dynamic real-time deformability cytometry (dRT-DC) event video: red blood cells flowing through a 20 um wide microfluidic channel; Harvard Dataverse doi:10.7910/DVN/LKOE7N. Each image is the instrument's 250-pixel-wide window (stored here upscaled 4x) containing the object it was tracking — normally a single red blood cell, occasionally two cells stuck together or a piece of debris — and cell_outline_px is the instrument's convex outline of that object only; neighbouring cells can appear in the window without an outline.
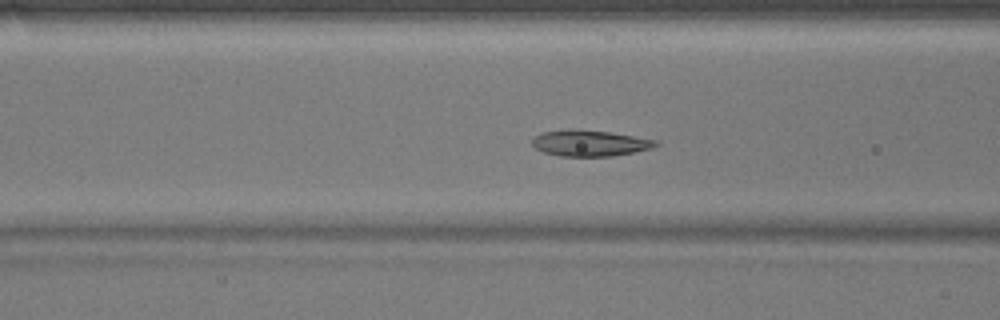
{"species": "common noctule bat (a hibernating species)", "species_latin": "Nyctalus noctula", "temperature_condition": "warm", "stored_images_in_passage": 48, "camera_frame_rate_fps": 3000, "um_per_image_px": 0.085, "animal": {"sex": "male", "body_mass_g": 17.9}, "frame": {"image": 1, "passage_image": 16, "time_ms": 5.0, "image_size_px": [1000, 320], "cell_outline_px": [[660, 144], [652, 148], [612, 156], [560, 156], [544, 152], [536, 148], [532, 144], [532, 140], [536, 136], [544, 132], [608, 132], [656, 140]], "centroid_in_image_um": [50.19, 12.22], "position_along_channel_um": 116.4, "area_um2": 17.63}}
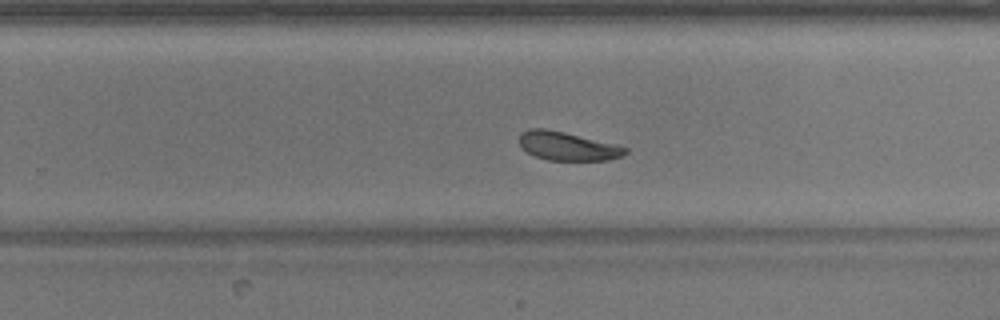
{"frame": {"image": 2, "passage_image": 29, "time_ms": 9.333, "image_size_px": [1000, 320], "cell_outline_px": [[628, 152], [620, 156], [608, 160], [548, 160], [536, 156], [528, 152], [520, 144], [520, 132], [528, 128], [544, 128], [564, 132], [628, 148]], "centroid_in_image_um": [48.2, 12.42], "position_along_channel_um": 281.6, "area_um2": 17.28}}
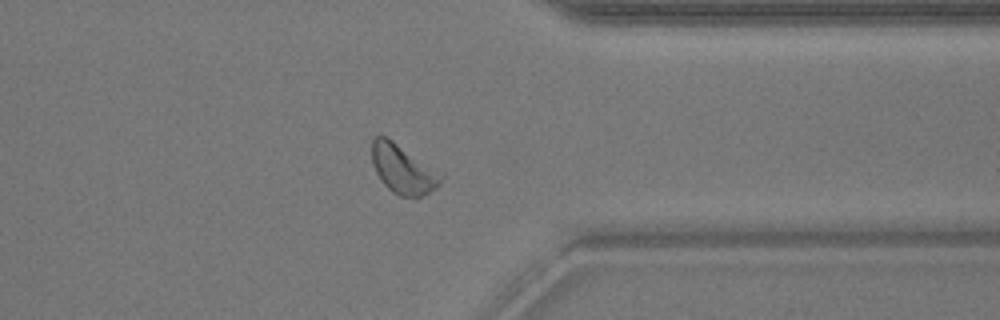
{"frame": {"image": 3, "passage_image": 37, "time_ms": 12.0, "image_size_px": [1000, 320], "cell_outline_px": [[444, 176], [440, 184], [436, 188], [416, 200], [400, 196], [392, 192], [380, 180], [372, 164], [372, 140], [376, 136], [384, 136], [392, 140], [444, 172]], "centroid_in_image_um": [34.31, 14.41], "position_along_channel_um": 377.1, "area_um2": 20.35}, "authors_computed_cell_mechanics": {"area_um2": 19.3919, "velocity_mm_per_s": 3.8141, "shape_relaxation_time_tau1_ms": 2.5539, "shape_relaxation_time_tau2_ms": 5.4631, "deformation_change_tau1": 0.0885, "deformation_change_tau2": 0.1268}}